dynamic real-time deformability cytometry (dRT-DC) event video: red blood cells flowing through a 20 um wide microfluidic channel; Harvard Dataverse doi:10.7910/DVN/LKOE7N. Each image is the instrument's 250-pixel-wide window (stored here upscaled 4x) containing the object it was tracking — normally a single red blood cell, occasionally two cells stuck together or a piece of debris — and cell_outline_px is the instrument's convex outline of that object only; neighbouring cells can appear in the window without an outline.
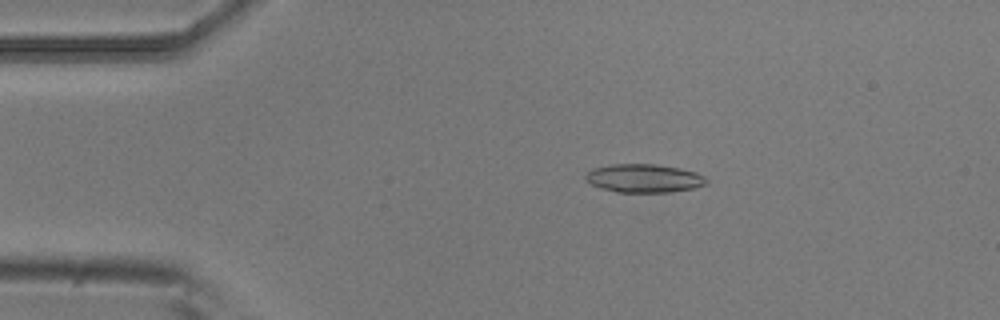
{"species": "common noctule bat (a hibernating species)", "species_latin": "Nyctalus noctula", "temperature_condition": "room temperature", "stored_images_in_passage": 8, "camera_frame_rate_fps": 3000, "um_per_image_px": 0.085, "animal": {"sex": "male", "body_mass_g": 20.5, "forearm_length_mm": 52.5}, "frame": {"image": 1, "passage_image": 3, "time_ms": 0.667, "image_size_px": [1000, 320], "cell_outline_px": [[708, 184], [696, 188], [672, 192], [616, 192], [600, 188], [592, 184], [584, 176], [592, 168], [612, 164], [656, 164], [680, 168], [696, 172], [704, 176], [708, 180]], "centroid_in_image_um": [54.78, 15.15], "position_along_channel_um": 30.2, "area_um2": 20.17}}
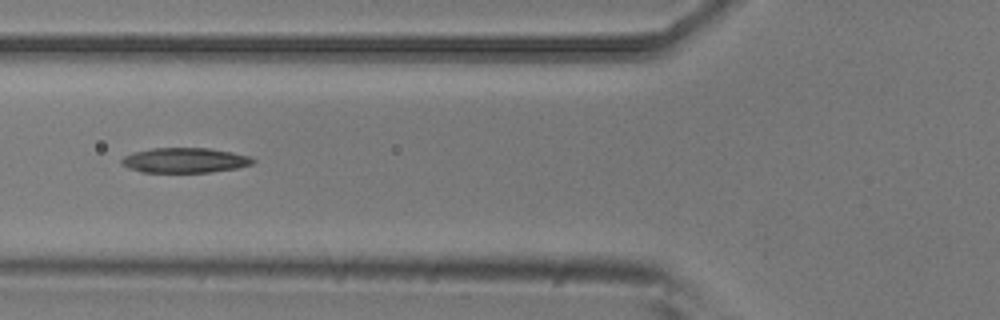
{"frame": {"image": 2, "passage_image": 5, "time_ms": 1.333, "image_size_px": [1000, 320], "cell_outline_px": [[256, 160], [252, 164], [236, 168], [208, 172], [140, 172], [128, 168], [120, 164], [120, 160], [124, 156], [132, 152], [152, 148], [208, 148], [232, 152], [248, 156]], "centroid_in_image_um": [15.65, 13.62], "position_along_channel_um": 110.1, "area_um2": 19.13}}
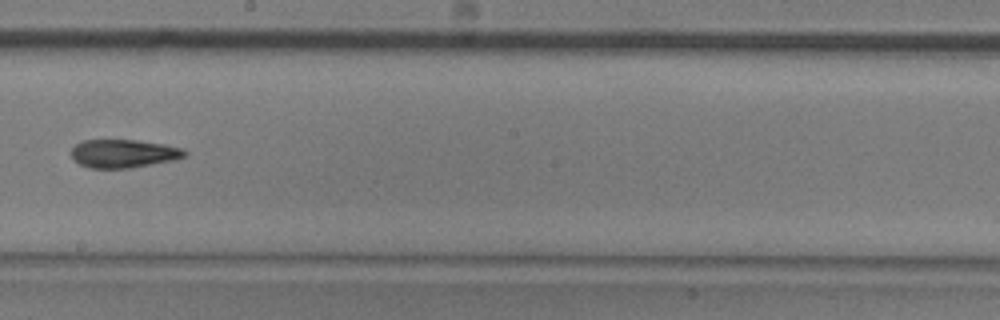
{"frame": {"image": 3, "passage_image": 8, "time_ms": 2.333, "image_size_px": [1000, 320], "cell_outline_px": [[188, 156], [176, 160], [132, 168], [88, 168], [72, 160], [72, 148], [76, 144], [84, 140], [136, 140], [164, 144], [184, 148], [188, 152]], "centroid_in_image_um": [10.56, 13.06], "position_along_channel_um": 237.6, "area_um2": 19.02}}